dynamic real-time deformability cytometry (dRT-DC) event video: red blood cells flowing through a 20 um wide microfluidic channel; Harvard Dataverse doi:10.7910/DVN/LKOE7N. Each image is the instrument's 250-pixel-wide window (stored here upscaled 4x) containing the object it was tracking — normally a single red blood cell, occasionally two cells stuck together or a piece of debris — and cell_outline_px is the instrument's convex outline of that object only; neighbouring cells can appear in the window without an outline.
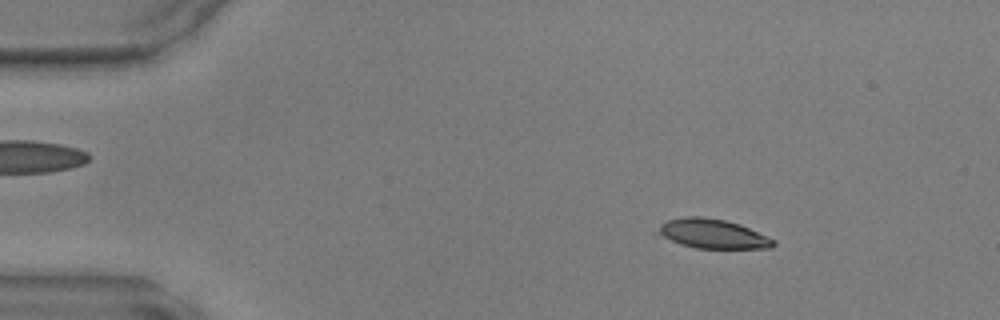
{"species": "common noctule bat (a hibernating species)", "species_latin": "Nyctalus noctula", "temperature_condition": "warm", "stored_images_in_passage": 16, "camera_frame_rate_fps": 3000, "um_per_image_px": 0.085, "animal": {"sex": "male", "body_mass_g": 17.9, "forearm_length_mm": 54.2}, "frame": {"image": 1, "passage_image": 7, "time_ms": 2.0, "image_size_px": [1000, 320], "cell_outline_px": [[776, 244], [772, 248], [696, 248], [680, 244], [652, 232], [660, 224], [668, 220], [684, 216], [700, 216], [724, 220], [740, 224], [768, 236], [776, 240]], "centroid_in_image_um": [60.55, 19.86], "position_along_channel_um": 24.5, "area_um2": 19.94}}
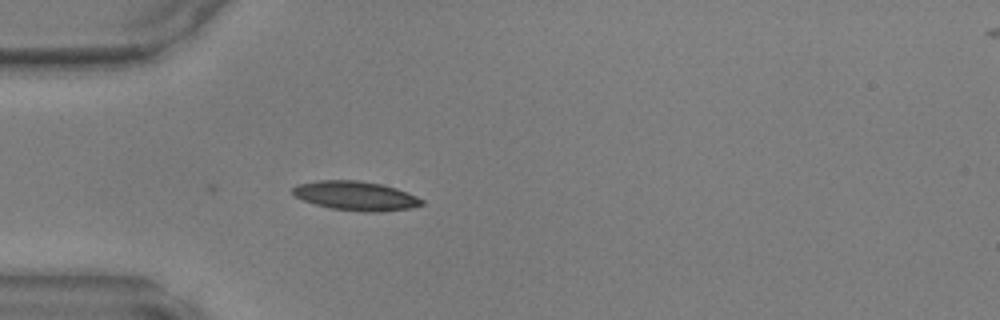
{"frame": {"image": 2, "passage_image": 14, "time_ms": 4.333, "image_size_px": [1000, 320], "cell_outline_px": [[424, 204], [412, 208], [380, 212], [364, 212], [332, 208], [316, 204], [304, 200], [296, 196], [292, 192], [292, 188], [296, 184], [316, 180], [360, 180], [380, 184], [396, 188], [416, 196], [424, 200]], "centroid_in_image_um": [30.25, 16.64], "position_along_channel_um": 54.7, "area_um2": 21.96}}